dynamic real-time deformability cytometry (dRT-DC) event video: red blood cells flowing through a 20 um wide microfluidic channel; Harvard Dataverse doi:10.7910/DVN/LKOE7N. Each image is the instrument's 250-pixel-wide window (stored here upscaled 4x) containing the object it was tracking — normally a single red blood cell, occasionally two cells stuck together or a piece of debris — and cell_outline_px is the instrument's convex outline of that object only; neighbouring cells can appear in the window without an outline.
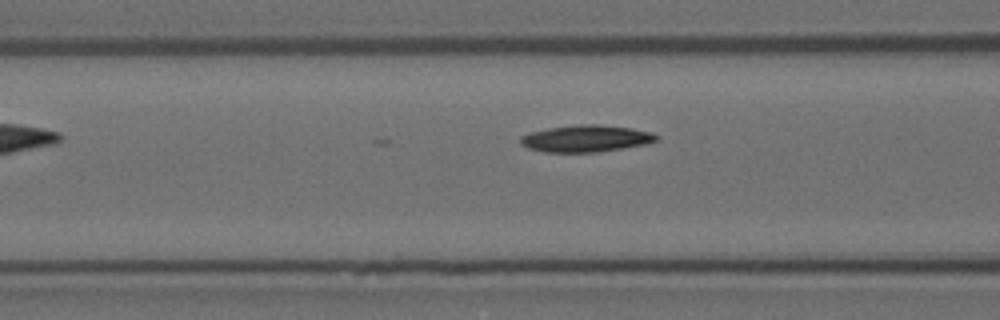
{"species": "Egyptian fruit bat (a non-hibernating species)", "species_latin": "Rousettus aegyptiacus", "temperature_condition": "room temperature", "stored_images_in_passage": 5, "camera_frame_rate_fps": 3000, "um_per_image_px": 0.085, "animal": {"sex": "female"}, "frame": {"image": 1, "passage_image": 3, "time_ms": 0.667, "image_size_px": [1000, 320], "cell_outline_px": [[660, 136], [656, 140], [644, 144], [596, 152], [544, 152], [528, 148], [520, 144], [520, 136], [532, 132], [548, 128], [576, 124], [600, 124], [632, 128], [652, 132]], "centroid_in_image_um": [49.79, 11.76], "position_along_channel_um": 116.8, "area_um2": 21.21}}
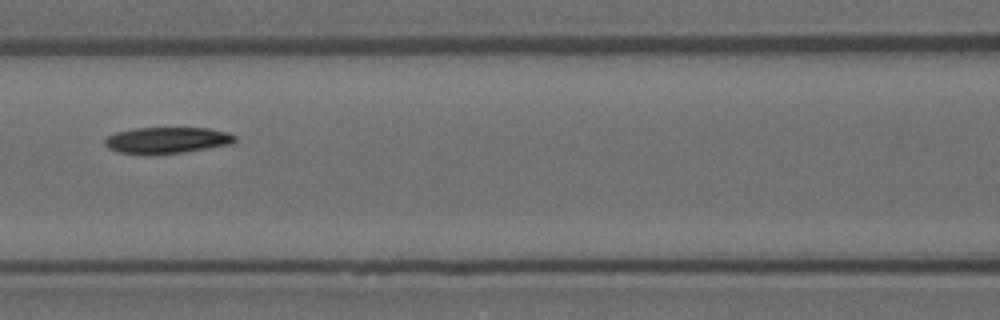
{"frame": {"image": 2, "passage_image": 4, "time_ms": 1.0, "image_size_px": [1000, 320], "cell_outline_px": [[236, 140], [232, 144], [184, 152], [148, 156], [144, 156], [120, 152], [108, 148], [104, 144], [104, 140], [108, 136], [116, 132], [132, 128], [208, 128], [228, 132], [236, 136]], "centroid_in_image_um": [14.17, 11.94], "position_along_channel_um": 152.4, "area_um2": 20.35}}
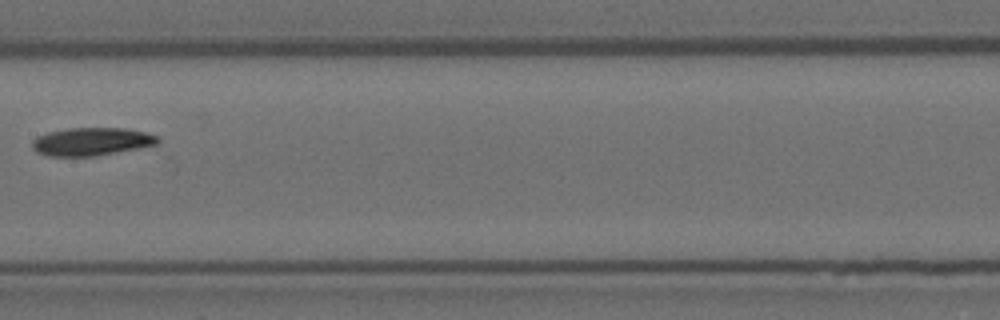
{"frame": {"image": 3, "passage_image": 5, "time_ms": 1.333, "image_size_px": [1000, 320], "cell_outline_px": [[160, 140], [156, 144], [140, 148], [96, 156], [48, 156], [36, 152], [32, 148], [32, 140], [36, 136], [48, 132], [68, 128], [124, 128], [144, 132], [156, 136]], "centroid_in_image_um": [7.73, 12.04], "position_along_channel_um": 199.7, "area_um2": 20.52}}